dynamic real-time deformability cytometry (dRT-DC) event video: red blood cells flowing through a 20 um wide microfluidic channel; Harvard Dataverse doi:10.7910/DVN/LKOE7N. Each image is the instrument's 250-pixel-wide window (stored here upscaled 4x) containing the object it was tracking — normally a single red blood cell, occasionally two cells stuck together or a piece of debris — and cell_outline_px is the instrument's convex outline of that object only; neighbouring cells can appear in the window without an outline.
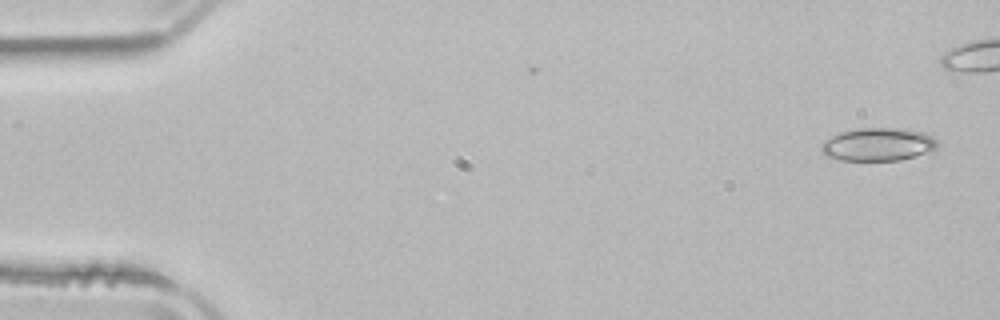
{"species": "common noctule bat (a hibernating species)", "species_latin": "Nyctalus noctula", "temperature_condition": "room temperature", "stored_images_in_passage": 42, "camera_frame_rate_fps": 3000, "um_per_image_px": 0.085, "animal": {"sex": "male", "body_mass_g": 21.5, "forearm_length_mm": 52.0}, "frame": {"image": 1, "passage_image": 2, "time_ms": 0.333, "image_size_px": [1000, 320], "cell_outline_px": [[936, 148], [900, 160], [840, 160], [824, 156], [820, 148], [820, 144], [824, 140], [840, 132], [856, 128], [904, 128], [924, 132], [932, 136], [936, 140]], "centroid_in_image_um": [74.56, 12.26], "position_along_channel_um": 10.4, "area_um2": 22.31}}
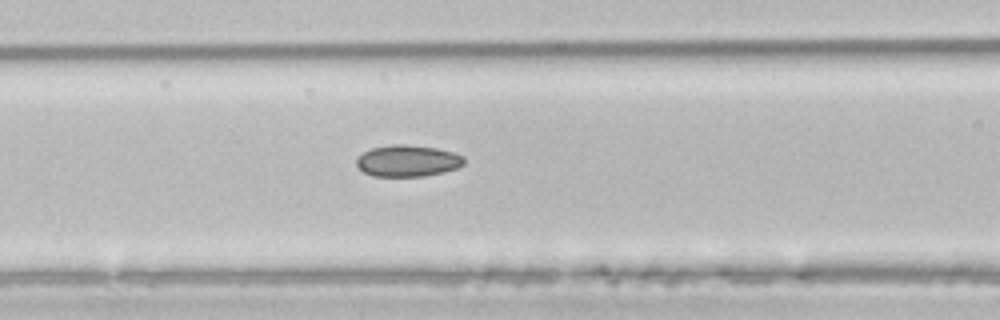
{"frame": {"image": 2, "passage_image": 21, "time_ms": 6.667, "image_size_px": [1000, 320], "cell_outline_px": [[464, 164], [456, 168], [444, 172], [424, 176], [372, 176], [364, 172], [356, 164], [356, 156], [372, 148], [392, 144], [404, 144], [436, 148], [452, 152], [464, 156]], "centroid_in_image_um": [34.63, 13.67], "position_along_channel_um": 132.0, "area_um2": 19.77}}
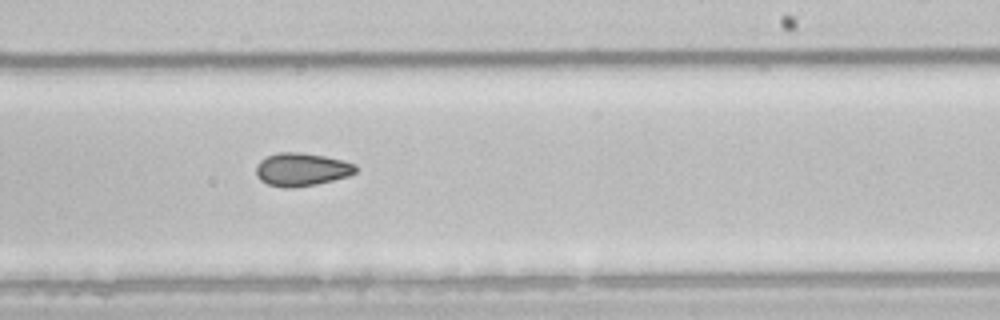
{"frame": {"image": 3, "passage_image": 31, "time_ms": 10.0, "image_size_px": [1000, 320], "cell_outline_px": [[356, 172], [348, 176], [316, 184], [292, 188], [284, 188], [268, 184], [260, 180], [256, 176], [256, 164], [264, 156], [276, 152], [304, 152], [344, 160], [356, 164]], "centroid_in_image_um": [25.6, 14.39], "position_along_channel_um": 263.4, "area_um2": 19.48}}